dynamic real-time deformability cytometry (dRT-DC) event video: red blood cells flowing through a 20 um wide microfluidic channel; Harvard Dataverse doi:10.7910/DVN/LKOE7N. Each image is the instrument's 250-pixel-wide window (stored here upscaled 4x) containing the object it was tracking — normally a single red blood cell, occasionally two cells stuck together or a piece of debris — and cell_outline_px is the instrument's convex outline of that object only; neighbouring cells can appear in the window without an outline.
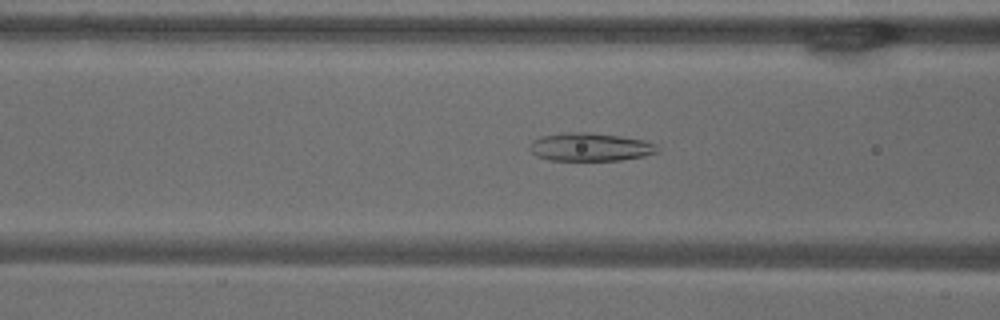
{"species": "common noctule bat (a hibernating species)", "species_latin": "Nyctalus noctula", "temperature_condition": "warm", "stored_images_in_passage": 54, "camera_frame_rate_fps": 3000, "um_per_image_px": 0.085, "animal": {"sex": "male", "body_mass_g": 18.8}, "frame": {"image": 1, "passage_image": 21, "time_ms": 6.667, "image_size_px": [1000, 320], "cell_outline_px": [[660, 148], [656, 152], [644, 156], [620, 160], [548, 160], [536, 156], [528, 148], [532, 140], [540, 136], [564, 132], [592, 132], [620, 136], [644, 140], [656, 144]], "centroid_in_image_um": [50.14, 12.48], "position_along_channel_um": 116.5, "area_um2": 21.15}}
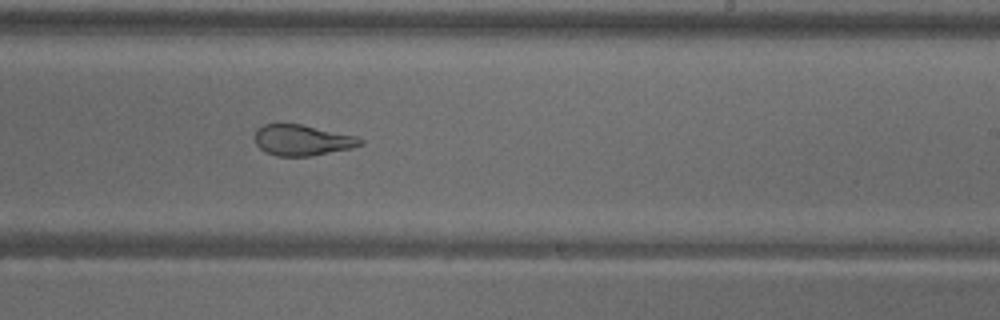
{"frame": {"image": 2, "passage_image": 33, "time_ms": 10.667, "image_size_px": [1000, 320], "cell_outline_px": [[364, 144], [352, 148], [312, 156], [276, 156], [264, 152], [256, 144], [256, 128], [264, 124], [300, 124], [356, 136], [364, 140]], "centroid_in_image_um": [25.7, 11.92], "position_along_channel_um": 263.3, "area_um2": 18.96}}
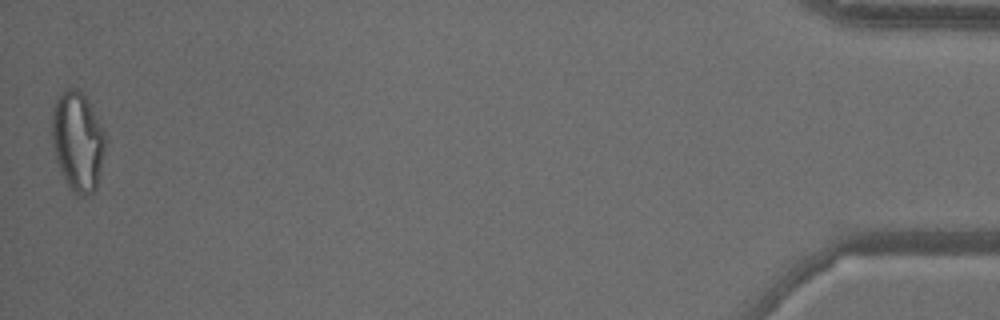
{"frame": {"image": 3, "passage_image": 54, "time_ms": 17.667, "image_size_px": [1000, 320], "cell_outline_px": [[104, 148], [100, 172], [96, 188], [92, 192], [84, 196], [76, 196], [68, 188], [60, 172], [56, 160], [52, 144], [52, 108], [56, 100], [72, 84], [84, 96], [104, 132]], "centroid_in_image_um": [6.56, 12.07], "position_along_channel_um": 428.6, "area_um2": 30.63}, "authors_computed_cell_mechanics": {"area_um2": 25.432, "velocity_mm_per_s": 3.6668, "shape_relaxation_time_tau1_ms": null, "shape_relaxation_time_tau2_ms": 1.1847, "deformation_change_tau1": null, "deformation_change_tau2": 0.0888}}